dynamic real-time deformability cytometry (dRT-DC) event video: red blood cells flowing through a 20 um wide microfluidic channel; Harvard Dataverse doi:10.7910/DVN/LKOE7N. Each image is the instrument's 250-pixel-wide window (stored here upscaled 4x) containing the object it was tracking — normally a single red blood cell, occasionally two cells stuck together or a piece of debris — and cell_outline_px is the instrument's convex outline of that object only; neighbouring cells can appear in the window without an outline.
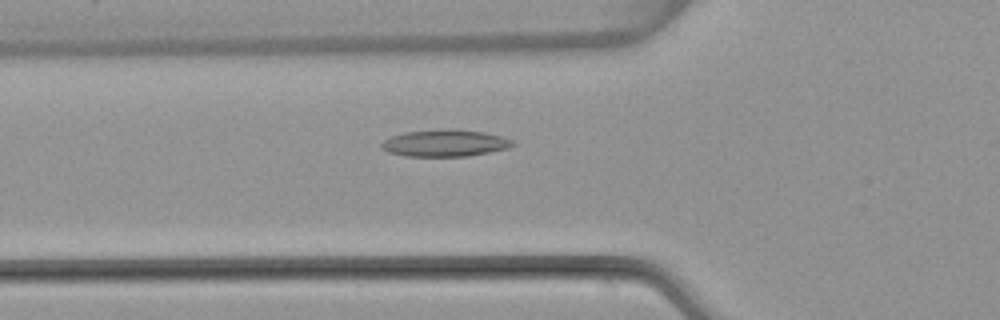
{"species": "common noctule bat (a hibernating species)", "species_latin": "Nyctalus noctula", "temperature_condition": "warm", "stored_images_in_passage": 42, "camera_frame_rate_fps": 3000, "um_per_image_px": 0.085, "animal": {"sex": "female", "body_mass_g": 22.7, "forearm_length_mm": 54.2}, "frame": {"image": 1, "passage_image": 8, "time_ms": 2.333, "image_size_px": [1000, 320], "cell_outline_px": [[516, 144], [508, 148], [468, 156], [408, 156], [388, 152], [380, 148], [380, 144], [384, 140], [392, 136], [404, 132], [444, 128], [448, 128], [484, 132], [500, 136], [512, 140]], "centroid_in_image_um": [37.8, 12.15], "position_along_channel_um": 88.0, "area_um2": 20.58}}
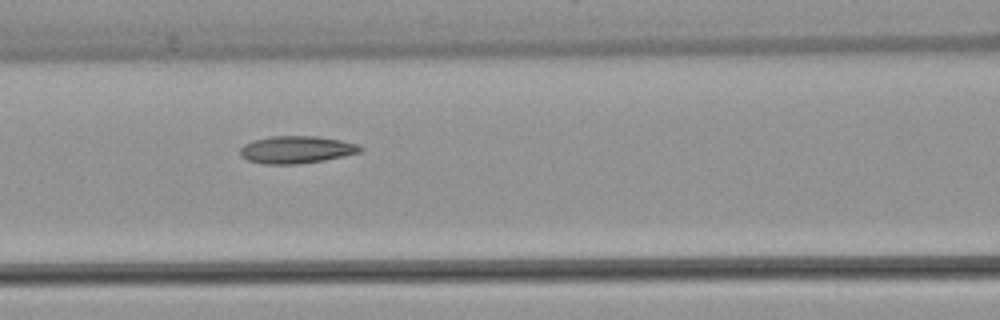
{"frame": {"image": 2, "passage_image": 12, "time_ms": 3.667, "image_size_px": [1000, 320], "cell_outline_px": [[364, 148], [360, 152], [344, 156], [324, 160], [296, 164], [264, 164], [248, 160], [240, 156], [240, 148], [244, 144], [252, 140], [268, 136], [316, 136], [340, 140], [356, 144]], "centroid_in_image_um": [25.16, 12.71], "position_along_channel_um": 141.4, "area_um2": 19.19}}
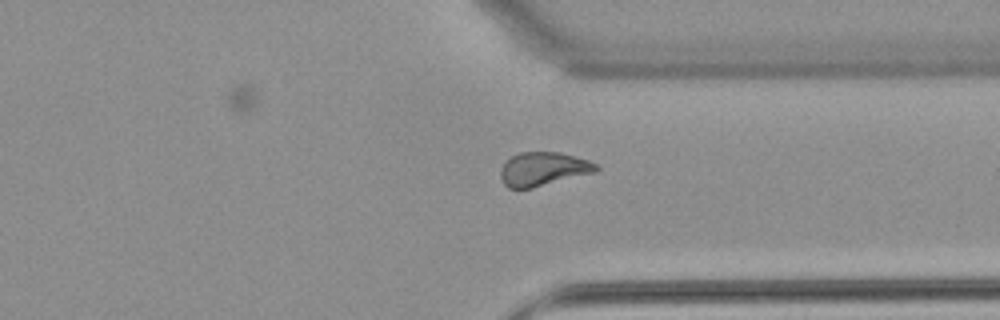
{"frame": {"image": 3, "passage_image": 29, "time_ms": 9.333, "image_size_px": [1000, 320], "cell_outline_px": [[600, 168], [596, 172], [532, 188], [508, 188], [504, 184], [500, 176], [500, 168], [504, 160], [520, 152], [560, 152], [588, 160], [600, 164]], "centroid_in_image_um": [46.17, 14.36], "position_along_channel_um": 365.2, "area_um2": 19.02}, "authors_computed_cell_mechanics": {"area_um2": 18.9295, "velocity_mm_per_s": 3.9533, "shape_relaxation_time_tau1_ms": null, "shape_relaxation_time_tau2_ms": 2.6793, "deformation_change_tau1": null, "deformation_change_tau2": 0.1061}}